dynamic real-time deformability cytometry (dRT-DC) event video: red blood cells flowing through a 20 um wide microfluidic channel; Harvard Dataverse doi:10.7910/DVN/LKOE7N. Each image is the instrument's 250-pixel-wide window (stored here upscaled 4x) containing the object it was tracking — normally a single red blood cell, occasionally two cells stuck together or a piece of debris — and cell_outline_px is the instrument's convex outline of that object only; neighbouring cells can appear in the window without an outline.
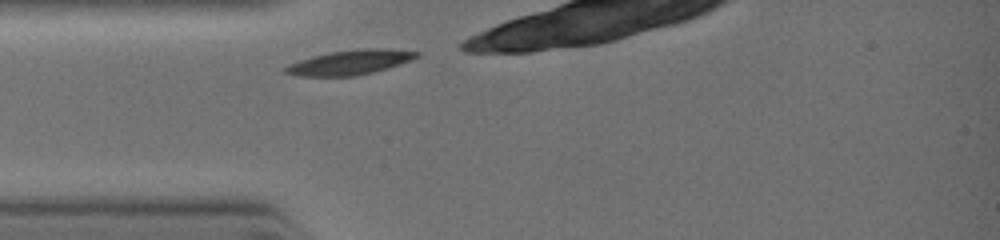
{"species": "common noctule bat (a hibernating species)", "species_latin": "Nyctalus noctula", "temperature_condition": "warm", "stored_images_in_passage": 7, "camera_frame_rate_fps": 3000, "um_per_image_px": 0.085, "animal": {"sex": "female", "body_mass_g": 19.0, "forearm_length_mm": 51.5}, "frame": {"image": 1, "passage_image": 1, "time_ms": 0.0, "image_size_px": [1000, 240], "cell_outline_px": [[420, 56], [412, 60], [388, 68], [356, 76], [300, 76], [280, 72], [280, 68], [288, 64], [312, 56], [328, 52], [360, 48], [380, 48], [420, 52]], "centroid_in_image_um": [29.69, 5.3], "position_along_channel_um": 55.3, "area_um2": 19.13}}
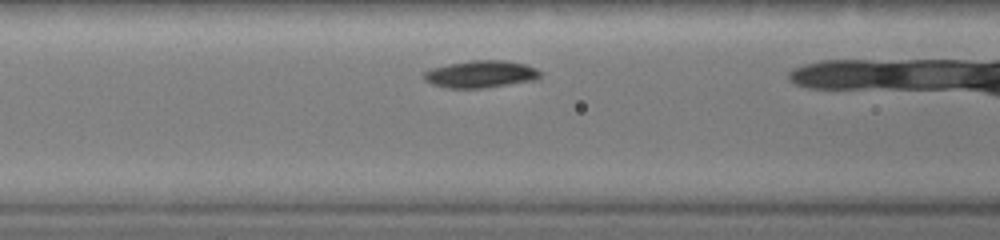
{"frame": {"image": 2, "passage_image": 4, "time_ms": 1.333, "image_size_px": [1000, 240], "cell_outline_px": [[540, 76], [536, 80], [484, 88], [448, 88], [432, 84], [424, 80], [424, 72], [432, 68], [468, 60], [504, 60], [524, 64], [536, 68], [540, 72]], "centroid_in_image_um": [40.86, 6.3], "position_along_channel_um": 125.7, "area_um2": 18.38}}
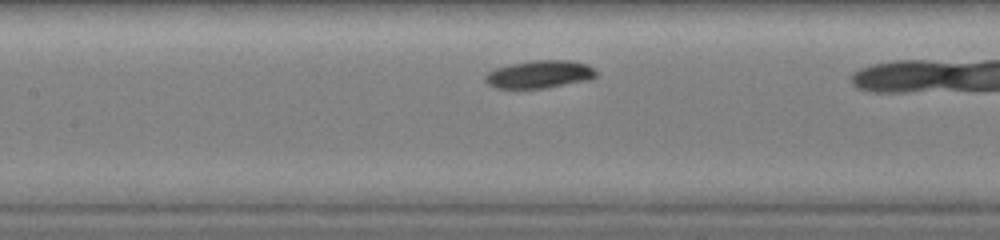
{"frame": {"image": 3, "passage_image": 6, "time_ms": 2.0, "image_size_px": [1000, 240], "cell_outline_px": [[596, 76], [592, 80], [544, 88], [496, 88], [488, 84], [484, 80], [484, 76], [488, 72], [496, 68], [512, 64], [536, 60], [572, 60], [588, 64], [596, 72]], "centroid_in_image_um": [45.89, 6.32], "position_along_channel_um": 161.5, "area_um2": 17.98}}